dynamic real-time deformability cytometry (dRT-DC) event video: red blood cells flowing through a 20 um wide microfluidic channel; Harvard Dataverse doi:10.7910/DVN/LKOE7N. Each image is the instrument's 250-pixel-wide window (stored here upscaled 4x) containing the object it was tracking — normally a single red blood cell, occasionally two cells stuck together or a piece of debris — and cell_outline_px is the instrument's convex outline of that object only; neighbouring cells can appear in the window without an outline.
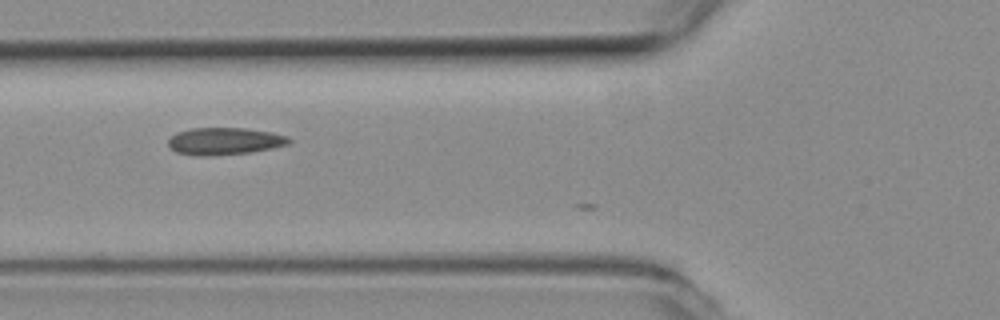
{"species": "common noctule bat (a hibernating species)", "species_latin": "Nyctalus noctula", "temperature_condition": "room temperature", "stored_images_in_passage": 10, "camera_frame_rate_fps": 3000, "um_per_image_px": 0.085, "animal": {"sex": "female", "body_mass_g": 19.3, "forearm_length_mm": 54.1}, "frame": {"image": 1, "passage_image": 5, "time_ms": 1.333, "image_size_px": [1000, 320], "cell_outline_px": [[292, 140], [288, 144], [272, 148], [248, 152], [208, 156], [196, 156], [176, 152], [168, 144], [168, 140], [176, 132], [192, 128], [248, 128], [272, 132], [288, 136]], "centroid_in_image_um": [19.09, 11.99], "position_along_channel_um": 106.7, "area_um2": 19.13}}
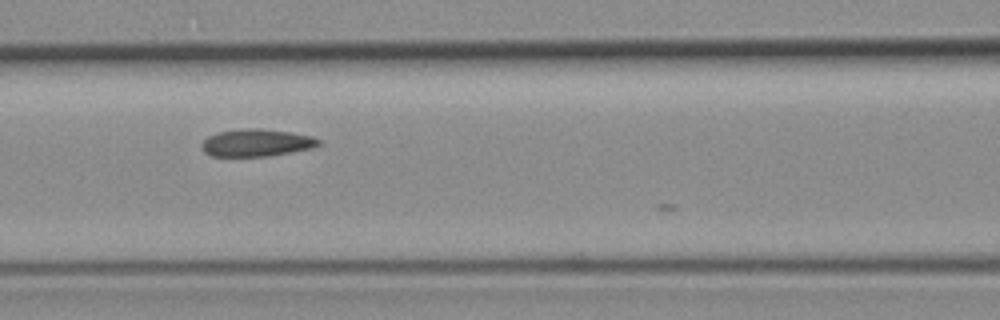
{"frame": {"image": 2, "passage_image": 8, "time_ms": 2.333, "image_size_px": [1000, 320], "cell_outline_px": [[320, 144], [312, 148], [268, 156], [212, 156], [204, 152], [200, 148], [200, 144], [208, 136], [216, 132], [248, 128], [260, 128], [288, 132], [312, 136], [320, 140]], "centroid_in_image_um": [21.76, 12.13], "position_along_channel_um": 144.8, "area_um2": 18.61}}